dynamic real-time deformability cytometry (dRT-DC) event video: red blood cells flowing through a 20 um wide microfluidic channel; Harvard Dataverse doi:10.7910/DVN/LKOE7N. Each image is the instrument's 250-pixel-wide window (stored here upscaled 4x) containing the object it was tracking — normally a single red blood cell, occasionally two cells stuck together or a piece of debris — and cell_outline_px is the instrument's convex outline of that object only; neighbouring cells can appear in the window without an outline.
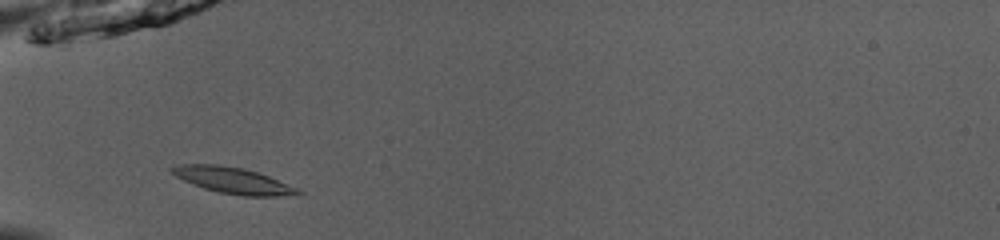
{"species": "common noctule bat (a hibernating species)", "species_latin": "Nyctalus noctula", "temperature_condition": "room temperature", "stored_images_in_passage": 36, "camera_frame_rate_fps": 3000, "um_per_image_px": 0.085, "animal": {"sex": "male", "body_mass_g": 13.0, "forearm_length_mm": 53.1}, "frame": {"image": 1, "passage_image": 3, "time_ms": 0.667, "image_size_px": [1000, 240], "cell_outline_px": [[304, 192], [300, 196], [244, 196], [220, 192], [204, 188], [184, 180], [168, 172], [168, 168], [180, 164], [220, 164], [244, 168], [268, 176], [300, 188]], "centroid_in_image_um": [19.86, 15.34], "position_along_channel_um": 65.1, "area_um2": 19.48}}
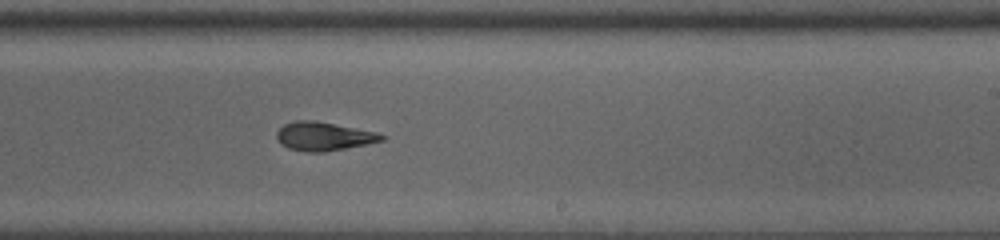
{"frame": {"image": 2, "passage_image": 18, "time_ms": 5.667, "image_size_px": [1000, 240], "cell_outline_px": [[388, 136], [384, 140], [344, 148], [320, 152], [308, 152], [288, 148], [280, 144], [276, 136], [276, 132], [284, 124], [296, 120], [316, 120], [376, 132]], "centroid_in_image_um": [27.49, 11.57], "position_along_channel_um": 261.5, "area_um2": 17.4}}
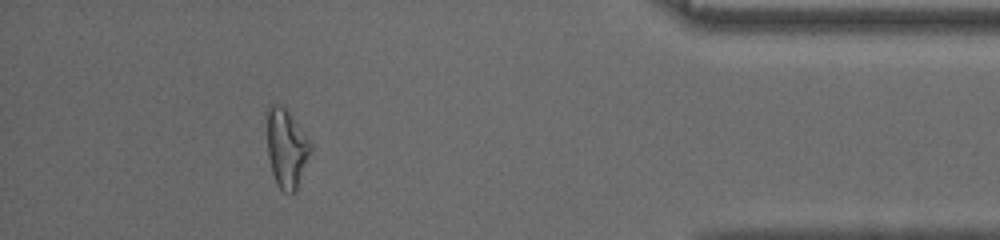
{"frame": {"image": 3, "passage_image": 32, "time_ms": 10.333, "image_size_px": [1000, 240], "cell_outline_px": [[312, 148], [296, 192], [284, 192], [276, 184], [272, 172], [268, 156], [264, 116], [264, 112], [268, 104], [280, 104], [288, 108], [312, 144]], "centroid_in_image_um": [24.3, 12.5], "position_along_channel_um": 410.9, "area_um2": 20.87}, "authors_computed_cell_mechanics": {"area_um2": 17.5134, "velocity_mm_per_s": 3.9788, "shape_relaxation_time_tau1_ms": 6.6963, "shape_relaxation_time_tau2_ms": 2.9889, "deformation_change_tau1": 0.2097, "deformation_change_tau2": 0.1042}}